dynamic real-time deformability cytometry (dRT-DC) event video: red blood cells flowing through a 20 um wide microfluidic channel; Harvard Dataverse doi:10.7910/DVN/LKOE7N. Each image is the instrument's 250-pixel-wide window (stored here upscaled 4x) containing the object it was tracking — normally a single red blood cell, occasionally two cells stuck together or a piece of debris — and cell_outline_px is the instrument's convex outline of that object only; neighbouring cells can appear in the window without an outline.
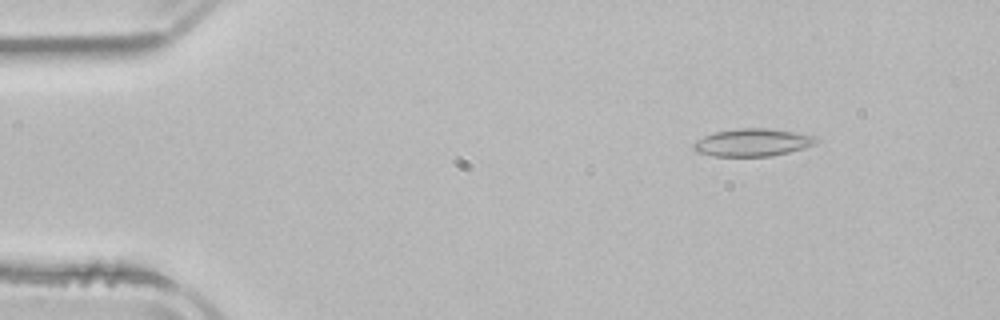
{"species": "common noctule bat (a hibernating species)", "species_latin": "Nyctalus noctula", "temperature_condition": "room temperature", "stored_images_in_passage": 3, "camera_frame_rate_fps": 3000, "um_per_image_px": 0.085, "animal": {"sex": "male", "body_mass_g": 21.5, "forearm_length_mm": 52.0}, "frame": {"image": 1, "passage_image": 1, "time_ms": 0.0, "image_size_px": [1000, 320], "cell_outline_px": [[820, 140], [816, 144], [804, 148], [772, 156], [712, 156], [696, 152], [692, 148], [692, 144], [696, 140], [704, 136], [716, 132], [736, 128], [768, 128], [796, 132], [820, 136]], "centroid_in_image_um": [64.01, 12.1], "position_along_channel_um": 21.0, "area_um2": 20.06}}